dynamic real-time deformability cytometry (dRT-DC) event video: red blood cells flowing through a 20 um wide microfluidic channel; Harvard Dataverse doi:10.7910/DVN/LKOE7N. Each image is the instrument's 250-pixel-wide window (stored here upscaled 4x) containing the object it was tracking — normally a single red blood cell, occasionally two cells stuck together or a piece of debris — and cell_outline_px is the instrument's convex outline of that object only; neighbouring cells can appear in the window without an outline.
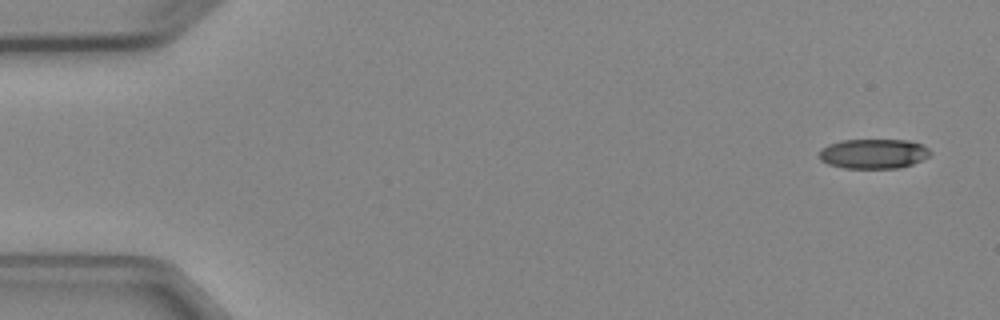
{"species": "Egyptian fruit bat (a non-hibernating species)", "species_latin": "Rousettus aegyptiacus", "temperature_condition": "cold", "stored_images_in_passage": 6, "camera_frame_rate_fps": 3000, "um_per_image_px": 0.085, "animal": {"sex": "female"}, "frame": {"image": 1, "passage_image": 1, "time_ms": 0.0, "image_size_px": [1000, 320], "cell_outline_px": [[932, 152], [928, 156], [912, 164], [900, 168], [844, 168], [828, 164], [820, 160], [820, 148], [828, 144], [840, 140], [908, 140], [920, 144], [928, 148]], "centroid_in_image_um": [74.22, 13.06], "position_along_channel_um": 10.8, "area_um2": 19.25}}
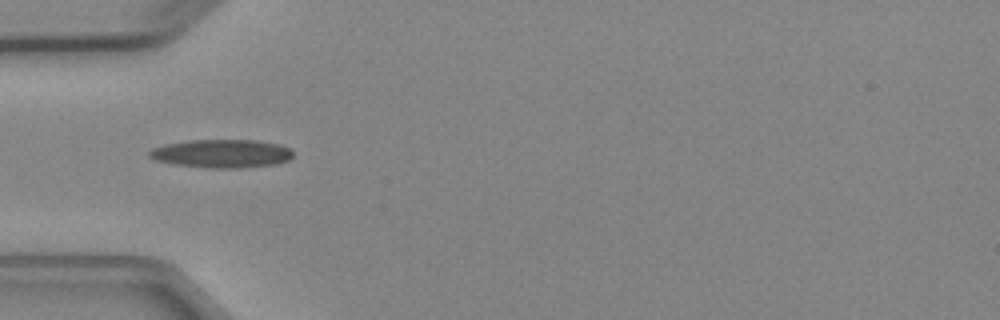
{"frame": {"image": 2, "passage_image": 5, "time_ms": 4.667, "image_size_px": [1000, 320], "cell_outline_px": [[292, 156], [288, 160], [276, 164], [240, 168], [208, 168], [176, 164], [156, 160], [148, 156], [148, 152], [152, 148], [164, 144], [188, 140], [256, 140], [280, 144], [288, 148], [292, 152]], "centroid_in_image_um": [18.83, 13.05], "position_along_channel_um": 66.2, "area_um2": 23.76}}